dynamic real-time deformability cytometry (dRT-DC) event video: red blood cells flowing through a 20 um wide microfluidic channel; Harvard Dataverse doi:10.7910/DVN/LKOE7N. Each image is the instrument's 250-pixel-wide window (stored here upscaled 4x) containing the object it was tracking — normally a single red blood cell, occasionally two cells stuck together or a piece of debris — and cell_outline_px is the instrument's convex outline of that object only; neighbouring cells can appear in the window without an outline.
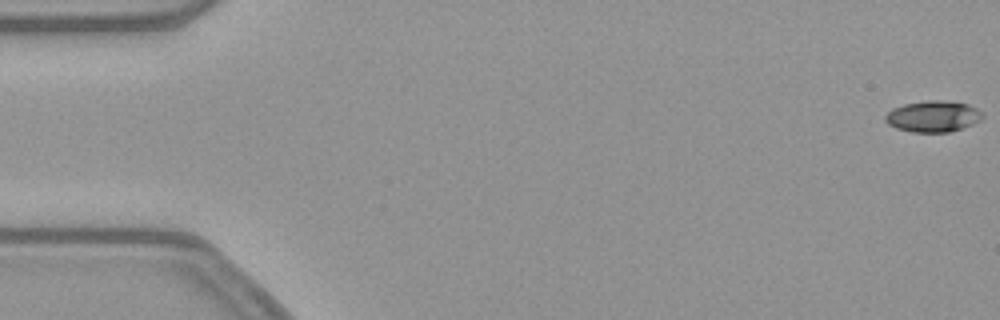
{"species": "common noctule bat (a hibernating species)", "species_latin": "Nyctalus noctula", "temperature_condition": "warm", "stored_images_in_passage": 54, "camera_frame_rate_fps": 3000, "um_per_image_px": 0.085, "animal": {"sex": "female", "body_mass_g": 21.9}, "frame": {"image": 1, "passage_image": 1, "time_ms": 0.0, "image_size_px": [1000, 320], "cell_outline_px": [[984, 116], [980, 120], [964, 128], [948, 132], [912, 132], [896, 128], [888, 124], [884, 120], [884, 116], [892, 108], [904, 104], [928, 100], [940, 100], [968, 104], [976, 108]], "centroid_in_image_um": [79.28, 9.89], "position_along_channel_um": 5.7, "area_um2": 17.69}}
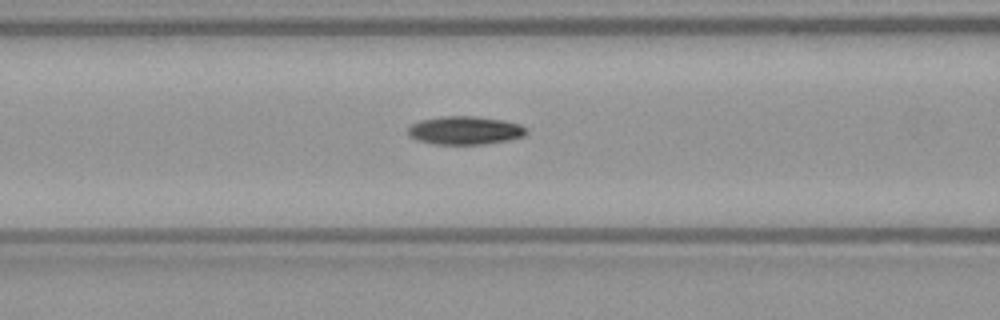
{"frame": {"image": 2, "passage_image": 22, "time_ms": 7.0, "image_size_px": [1000, 320], "cell_outline_px": [[528, 132], [524, 136], [508, 140], [484, 144], [432, 144], [416, 140], [408, 136], [408, 128], [412, 124], [420, 120], [440, 116], [476, 116], [504, 120], [520, 124], [528, 128]], "centroid_in_image_um": [39.53, 11.08], "position_along_channel_um": 127.1, "area_um2": 19.77}}
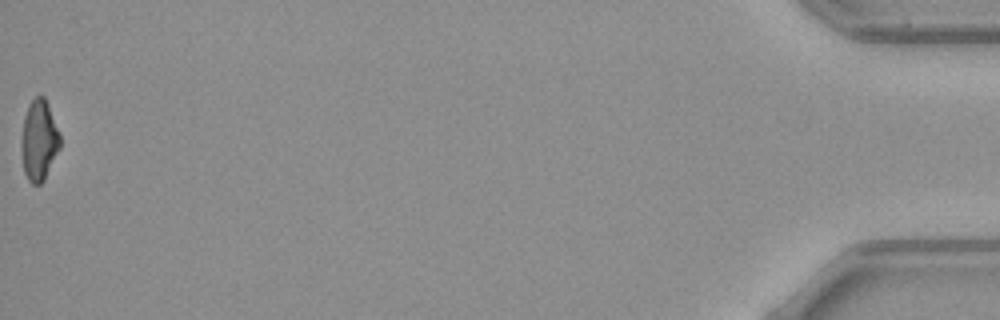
{"frame": {"image": 3, "passage_image": 54, "time_ms": 17.667, "image_size_px": [1000, 320], "cell_outline_px": [[60, 148], [44, 180], [40, 184], [32, 184], [28, 180], [24, 172], [20, 148], [20, 140], [24, 116], [28, 104], [36, 96], [44, 96], [48, 104], [60, 136]], "centroid_in_image_um": [3.29, 11.94], "position_along_channel_um": 431.9, "area_um2": 18.32}, "authors_computed_cell_mechanics": {"area_um2": 18.5538, "velocity_mm_per_s": 3.8782, "shape_relaxation_time_tau1_ms": 5.9052, "shape_relaxation_time_tau2_ms": null, "deformation_change_tau1": 0.1845, "deformation_change_tau2": null}}